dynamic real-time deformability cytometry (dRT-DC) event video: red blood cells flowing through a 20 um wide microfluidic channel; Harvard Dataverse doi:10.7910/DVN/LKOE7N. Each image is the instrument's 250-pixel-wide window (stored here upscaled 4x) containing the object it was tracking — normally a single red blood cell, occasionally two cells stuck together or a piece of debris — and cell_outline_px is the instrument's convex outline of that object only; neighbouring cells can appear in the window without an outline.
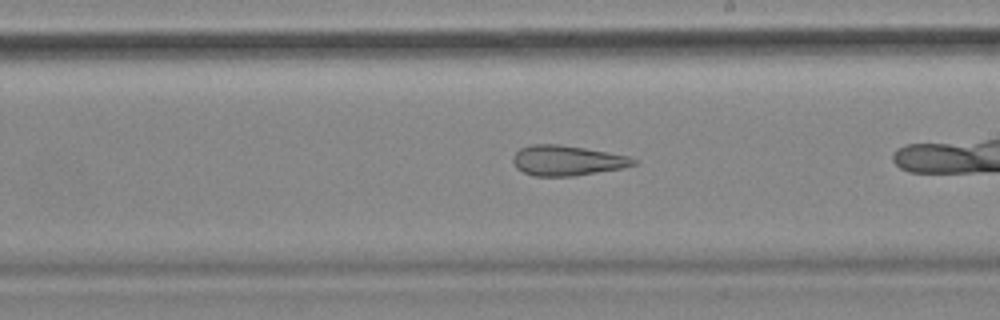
{"species": "common noctule bat (a hibernating species)", "species_latin": "Nyctalus noctula", "temperature_condition": "cold", "stored_images_in_passage": 29, "camera_frame_rate_fps": 3000, "um_per_image_px": 0.085, "animal": {"sex": "female", "body_mass_g": 18.4}, "frame": {"image": 1, "passage_image": 17, "time_ms": 5.333, "image_size_px": [1000, 320], "cell_outline_px": [[640, 160], [636, 164], [624, 168], [572, 176], [536, 176], [524, 172], [516, 168], [512, 160], [512, 156], [520, 148], [532, 144], [560, 144], [584, 148], [628, 156]], "centroid_in_image_um": [48.21, 13.64], "position_along_channel_um": 240.8, "area_um2": 21.21}}